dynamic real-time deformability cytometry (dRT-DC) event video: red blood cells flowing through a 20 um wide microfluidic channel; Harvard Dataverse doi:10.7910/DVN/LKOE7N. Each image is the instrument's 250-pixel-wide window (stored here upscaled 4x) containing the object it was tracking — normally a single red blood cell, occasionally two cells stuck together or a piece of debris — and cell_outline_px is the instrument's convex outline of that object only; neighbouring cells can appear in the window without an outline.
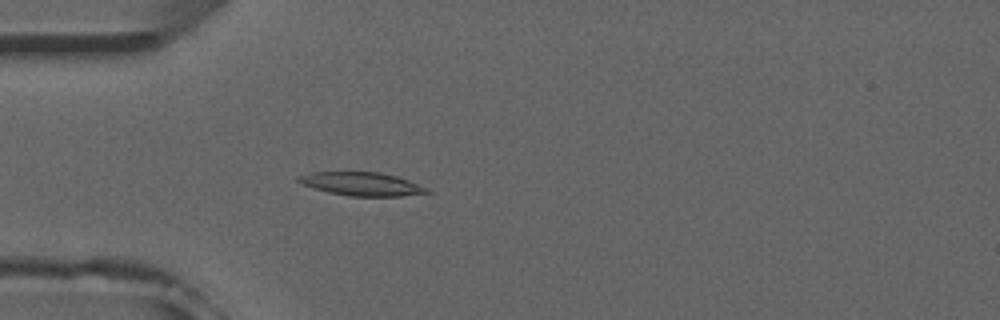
{"species": "common noctule bat (a hibernating species)", "species_latin": "Nyctalus noctula", "temperature_condition": "room temperature", "stored_images_in_passage": 51, "camera_frame_rate_fps": 3000, "um_per_image_px": 0.085, "animal": {"sex": "male", "forearm_length_mm": 52.5}, "frame": {"image": 1, "passage_image": 14, "time_ms": 4.333, "image_size_px": [1000, 320], "cell_outline_px": [[432, 192], [400, 196], [348, 196], [328, 192], [304, 184], [296, 180], [296, 176], [312, 172], [380, 172], [396, 176], [408, 180], [428, 188]], "centroid_in_image_um": [30.75, 15.63], "position_along_channel_um": 54.2, "area_um2": 17.4}}
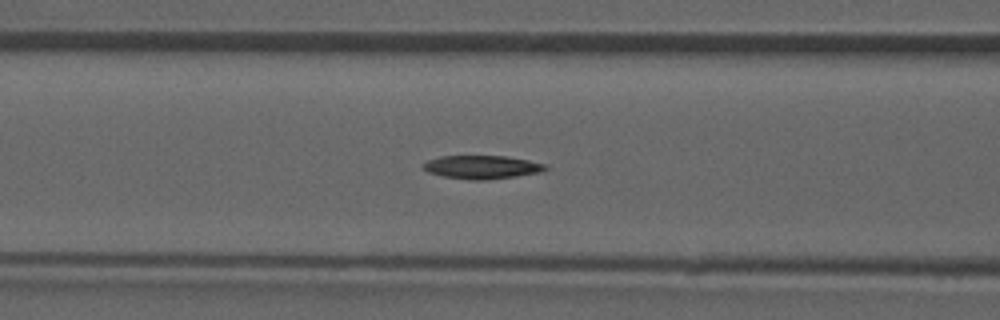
{"frame": {"image": 2, "passage_image": 20, "time_ms": 6.333, "image_size_px": [1000, 320], "cell_outline_px": [[548, 168], [540, 172], [516, 176], [488, 180], [468, 180], [444, 176], [428, 172], [424, 168], [424, 164], [428, 160], [440, 156], [508, 156], [548, 164]], "centroid_in_image_um": [41.01, 14.2], "position_along_channel_um": 125.6, "area_um2": 16.65}}
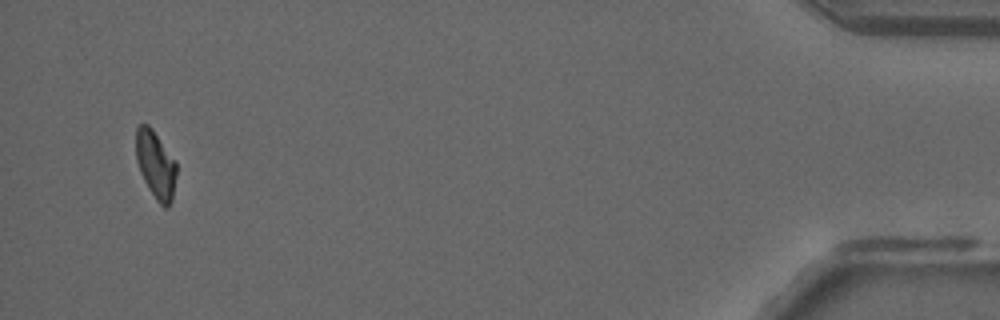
{"frame": {"image": 3, "passage_image": 49, "time_ms": 16.0, "image_size_px": [1000, 320], "cell_outline_px": [[176, 176], [172, 200], [168, 208], [164, 208], [156, 200], [144, 180], [140, 172], [136, 160], [136, 128], [140, 124], [148, 124], [152, 128], [176, 160]], "centroid_in_image_um": [13.24, 13.99], "position_along_channel_um": 422.0, "area_um2": 16.07}}